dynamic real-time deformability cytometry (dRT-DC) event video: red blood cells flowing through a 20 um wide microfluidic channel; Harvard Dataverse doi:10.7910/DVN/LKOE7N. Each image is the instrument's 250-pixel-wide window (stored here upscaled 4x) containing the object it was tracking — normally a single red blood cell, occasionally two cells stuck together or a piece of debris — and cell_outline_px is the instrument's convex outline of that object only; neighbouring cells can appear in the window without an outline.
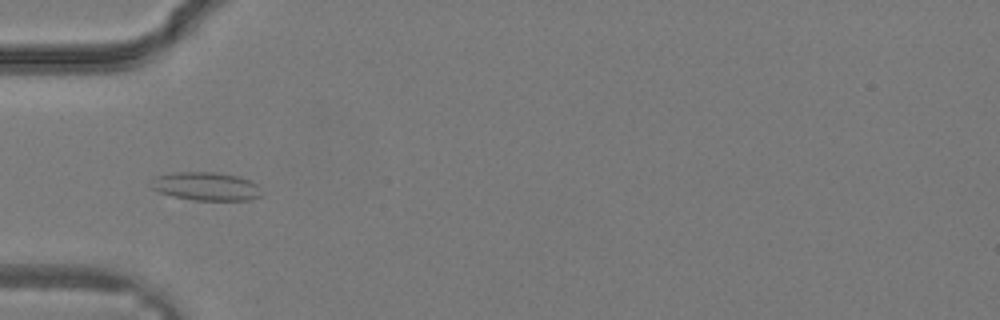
{"species": "common noctule bat (a hibernating species)", "species_latin": "Nyctalus noctula", "temperature_condition": "warm", "stored_images_in_passage": 32, "camera_frame_rate_fps": 3000, "um_per_image_px": 0.085, "animal": {"sex": "male", "body_mass_g": 19.2, "forearm_length_mm": 51.8}, "frame": {"image": 1, "passage_image": 11, "time_ms": 3.333, "image_size_px": [1000, 320], "cell_outline_px": [[260, 196], [252, 200], [192, 200], [160, 192], [152, 188], [148, 184], [152, 176], [172, 172], [216, 172], [240, 176], [252, 180], [256, 184]], "centroid_in_image_um": [17.46, 15.81], "position_along_channel_um": 67.5, "area_um2": 18.44}}
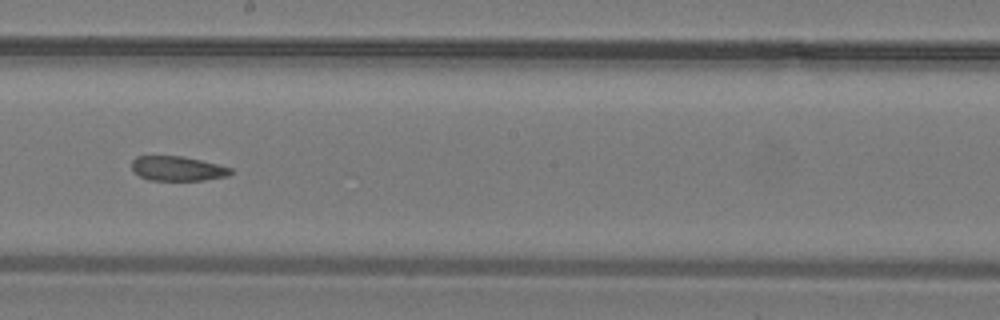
{"frame": {"image": 2, "passage_image": 19, "time_ms": 6.0, "image_size_px": [1000, 320], "cell_outline_px": [[232, 172], [228, 176], [204, 180], [148, 180], [140, 176], [132, 168], [132, 160], [136, 156], [184, 156], [232, 168]], "centroid_in_image_um": [15.09, 14.32], "position_along_channel_um": 233.1, "area_um2": 14.1}}
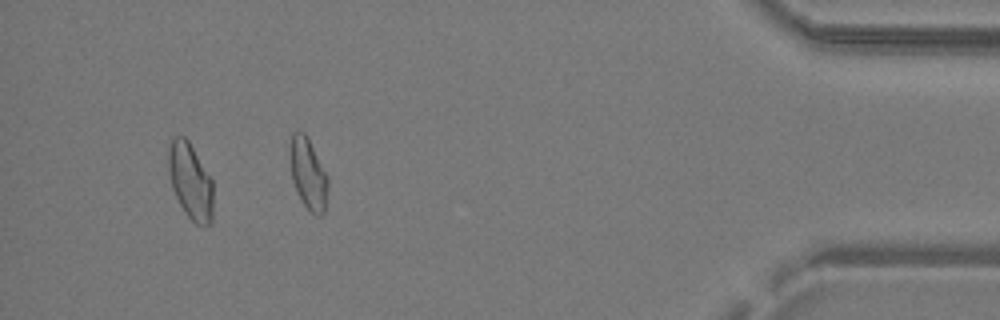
{"frame": {"image": 3, "passage_image": 30, "time_ms": 9.667, "image_size_px": [1000, 320], "cell_outline_px": [[212, 224], [196, 224], [184, 212], [172, 188], [168, 172], [168, 144], [172, 136], [184, 136], [188, 140], [212, 180]], "centroid_in_image_um": [16.15, 15.37], "position_along_channel_um": 419.0, "area_um2": 19.77}}